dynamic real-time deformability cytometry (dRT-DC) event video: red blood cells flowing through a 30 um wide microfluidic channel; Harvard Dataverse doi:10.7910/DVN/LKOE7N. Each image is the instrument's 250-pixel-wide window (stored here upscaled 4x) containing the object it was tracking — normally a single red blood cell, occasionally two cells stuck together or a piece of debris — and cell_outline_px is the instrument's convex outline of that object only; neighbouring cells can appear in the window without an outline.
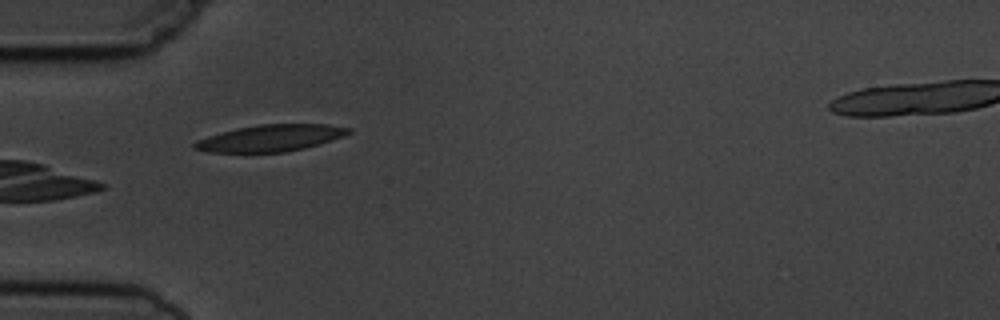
{"species": "common noctule bat (a hibernating species)", "species_latin": "Nyctalus noctula", "temperature_condition": "cold", "stored_images_in_passage": 6, "camera_frame_rate_fps": 3000, "um_per_image_px": 0.085, "animal": {"sex": "male", "body_mass_g": 19.5, "forearm_length_mm": 54.6}, "frame": {"image": 1, "passage_image": 5, "time_ms": 4.667, "image_size_px": [1000, 320], "cell_outline_px": [[352, 132], [344, 136], [304, 148], [284, 152], [208, 152], [192, 148], [192, 144], [196, 140], [220, 132], [236, 128], [260, 124], [328, 124], [352, 128]], "centroid_in_image_um": [22.98, 11.73], "position_along_channel_um": 62.0, "area_um2": 23.93}}
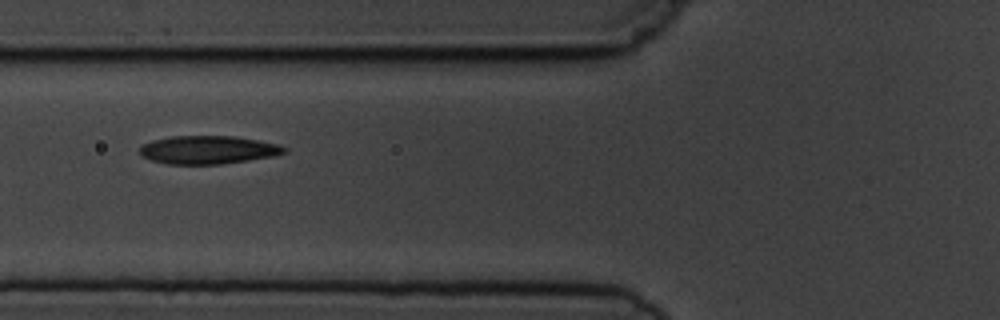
{"frame": {"image": 2, "passage_image": 6, "time_ms": 6.0, "image_size_px": [1000, 320], "cell_outline_px": [[288, 152], [272, 156], [248, 160], [220, 164], [168, 164], [152, 160], [140, 156], [140, 148], [144, 144], [152, 140], [172, 136], [236, 136], [280, 144], [288, 148]], "centroid_in_image_um": [17.71, 12.73], "position_along_channel_um": 108.1, "area_um2": 23.81}}